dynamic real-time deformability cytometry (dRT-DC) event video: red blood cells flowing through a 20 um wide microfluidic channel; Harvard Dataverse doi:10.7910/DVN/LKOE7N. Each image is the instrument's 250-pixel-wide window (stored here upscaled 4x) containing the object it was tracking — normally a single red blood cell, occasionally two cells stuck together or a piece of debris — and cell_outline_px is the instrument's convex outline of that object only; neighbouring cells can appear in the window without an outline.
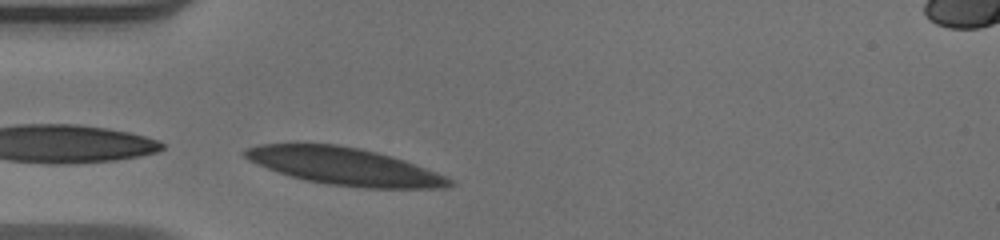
{"species": "human", "species_latin": "Homo sapiens", "temperature_condition": "warm", "stored_images_in_passage": 4, "camera_frame_rate_fps": 3000, "um_per_image_px": 0.085, "donor": {"sex": "male"}, "frame": {"image": 1, "passage_image": 4, "time_ms": 1.0, "image_size_px": [1000, 240], "cell_outline_px": [[456, 184], [448, 188], [360, 188], [328, 184], [308, 180], [292, 176], [268, 168], [248, 160], [240, 152], [244, 148], [260, 144], [336, 144], [360, 148], [392, 156], [404, 160], [436, 172], [456, 180]], "centroid_in_image_um": [29.33, 14.14], "position_along_channel_um": 55.7, "area_um2": 44.45}}